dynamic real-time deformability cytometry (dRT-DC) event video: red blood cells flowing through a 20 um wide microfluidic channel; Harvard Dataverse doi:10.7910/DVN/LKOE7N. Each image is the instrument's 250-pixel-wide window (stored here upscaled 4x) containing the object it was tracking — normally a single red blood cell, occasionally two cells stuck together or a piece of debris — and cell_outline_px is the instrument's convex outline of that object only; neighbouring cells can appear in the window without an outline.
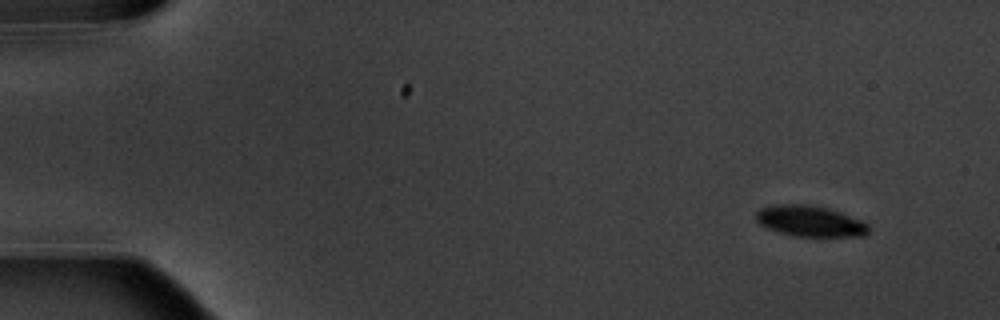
{"species": "common noctule bat (a hibernating species)", "species_latin": "Nyctalus noctula", "temperature_condition": "warm", "stored_images_in_passage": 6, "camera_frame_rate_fps": 3000, "um_per_image_px": 0.085, "animal": {"sex": "male", "body_mass_g": 20.1, "forearm_length_mm": 53.5}, "frame": {"image": 1, "passage_image": 1, "time_ms": 0.0, "image_size_px": [1000, 320], "cell_outline_px": [[868, 232], [864, 236], [792, 236], [768, 228], [760, 224], [756, 220], [756, 212], [760, 208], [776, 204], [808, 204], [828, 208], [840, 212], [860, 220], [868, 224]], "centroid_in_image_um": [68.83, 18.79], "position_along_channel_um": 16.2, "area_um2": 20.17}}
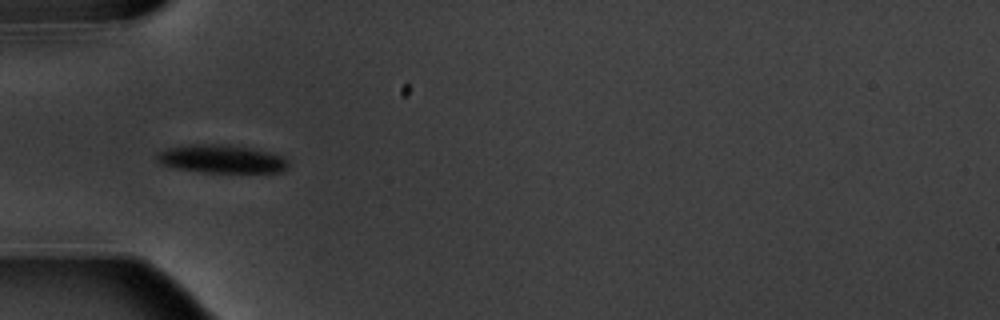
{"frame": {"image": 2, "passage_image": 5, "time_ms": 4.667, "image_size_px": [1000, 320], "cell_outline_px": [[288, 168], [284, 172], [204, 172], [172, 168], [160, 164], [156, 160], [156, 152], [168, 148], [192, 144], [228, 144], [252, 148], [272, 152], [284, 156], [288, 160]], "centroid_in_image_um": [18.84, 13.51], "position_along_channel_um": 66.2, "area_um2": 22.02}}